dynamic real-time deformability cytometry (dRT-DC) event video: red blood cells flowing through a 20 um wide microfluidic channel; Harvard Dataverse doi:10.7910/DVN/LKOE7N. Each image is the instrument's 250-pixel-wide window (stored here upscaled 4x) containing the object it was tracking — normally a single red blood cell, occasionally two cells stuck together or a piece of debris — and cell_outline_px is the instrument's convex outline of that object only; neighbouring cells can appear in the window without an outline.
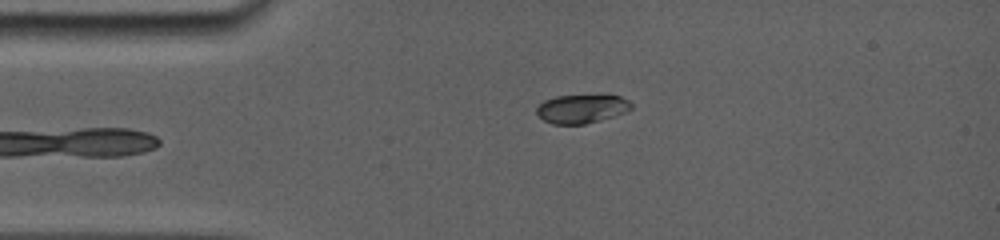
{"species": "common noctule bat (a hibernating species)", "species_latin": "Nyctalus noctula", "temperature_condition": "room temperature", "stored_images_in_passage": 29, "camera_frame_rate_fps": 5000, "um_per_image_px": 0.085, "animal": {"sex": "female", "body_mass_g": 19.0, "forearm_length_mm": 56.7}, "frame": {"image": 1, "passage_image": 6, "time_ms": 2.2, "image_size_px": [1000, 240], "cell_outline_px": [[632, 108], [624, 112], [600, 120], [584, 124], [552, 124], [544, 120], [536, 112], [536, 108], [544, 100], [556, 96], [620, 96], [628, 100], [632, 104]], "centroid_in_image_um": [49.42, 9.25], "position_along_channel_um": 35.6, "area_um2": 15.49}}
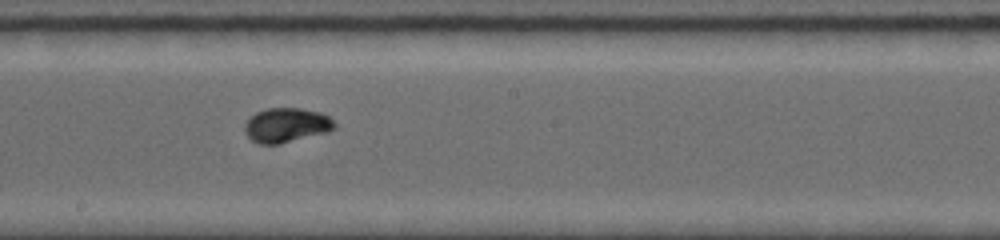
{"frame": {"image": 2, "passage_image": 18, "time_ms": 7.8, "image_size_px": [1000, 240], "cell_outline_px": [[336, 128], [328, 132], [280, 144], [260, 144], [252, 140], [244, 132], [244, 124], [256, 112], [268, 108], [300, 108], [320, 112], [328, 116], [336, 124]], "centroid_in_image_um": [24.35, 10.64], "position_along_channel_um": 223.8, "area_um2": 18.09}}
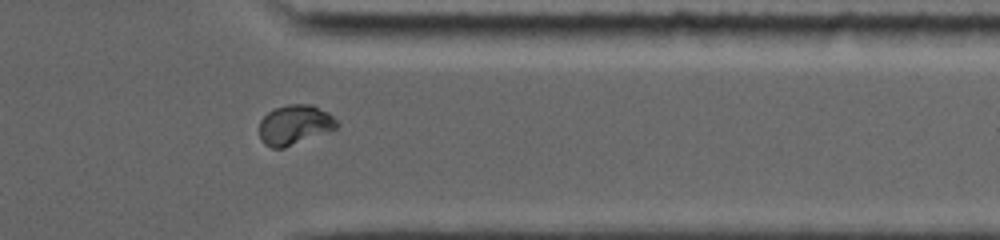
{"frame": {"image": 3, "passage_image": 27, "time_ms": 12.0, "image_size_px": [1000, 240], "cell_outline_px": [[340, 124], [336, 128], [284, 148], [272, 148], [264, 144], [260, 140], [260, 120], [268, 112], [276, 108], [288, 104], [312, 104], [328, 112]], "centroid_in_image_um": [25.03, 10.6], "position_along_channel_um": 386.4, "area_um2": 17.86}, "authors_computed_cell_mechanics": {"area_um2": 17.34, "velocity_mm_per_s": 3.8544, "shape_relaxation_time_tau1_ms": 2.6337, "shape_relaxation_time_tau2_ms": null, "deformation_change_tau1": 0.1208, "deformation_change_tau2": null}}